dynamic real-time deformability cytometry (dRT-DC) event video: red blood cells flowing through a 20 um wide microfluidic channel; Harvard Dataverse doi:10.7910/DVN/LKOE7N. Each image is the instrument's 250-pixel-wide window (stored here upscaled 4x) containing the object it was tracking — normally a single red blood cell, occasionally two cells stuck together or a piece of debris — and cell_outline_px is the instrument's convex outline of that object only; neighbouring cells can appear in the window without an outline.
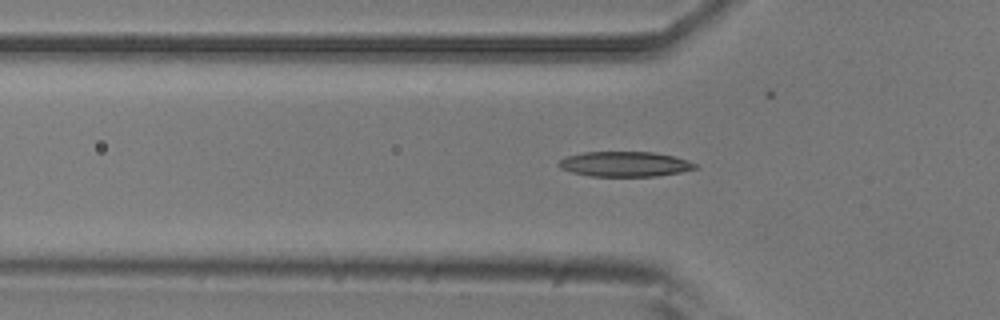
{"species": "common noctule bat (a hibernating species)", "species_latin": "Nyctalus noctula", "temperature_condition": "room temperature", "stored_images_in_passage": 33, "camera_frame_rate_fps": 3000, "um_per_image_px": 0.085, "animal": {"sex": "male", "body_mass_g": 20.5, "forearm_length_mm": 52.5}, "frame": {"image": 1, "passage_image": 16, "time_ms": 5.0, "image_size_px": [1000, 320], "cell_outline_px": [[700, 168], [680, 172], [656, 176], [588, 176], [572, 172], [560, 168], [556, 164], [560, 160], [568, 156], [584, 152], [652, 152], [672, 156], [688, 160], [696, 164]], "centroid_in_image_um": [53.11, 13.95], "position_along_channel_um": 72.7, "area_um2": 19.88}}
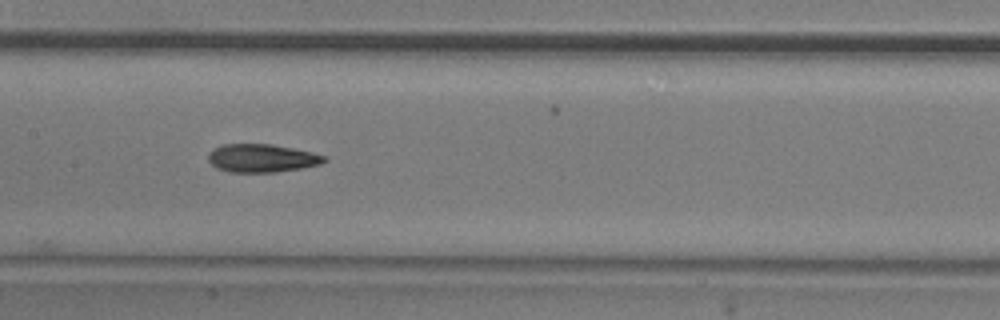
{"frame": {"image": 2, "passage_image": 25, "time_ms": 8.0, "image_size_px": [1000, 320], "cell_outline_px": [[328, 160], [320, 164], [304, 168], [276, 172], [228, 172], [216, 168], [208, 160], [208, 156], [216, 148], [224, 144], [272, 144], [312, 152], [328, 156]], "centroid_in_image_um": [22.32, 13.45], "position_along_channel_um": 185.1, "area_um2": 19.07}}
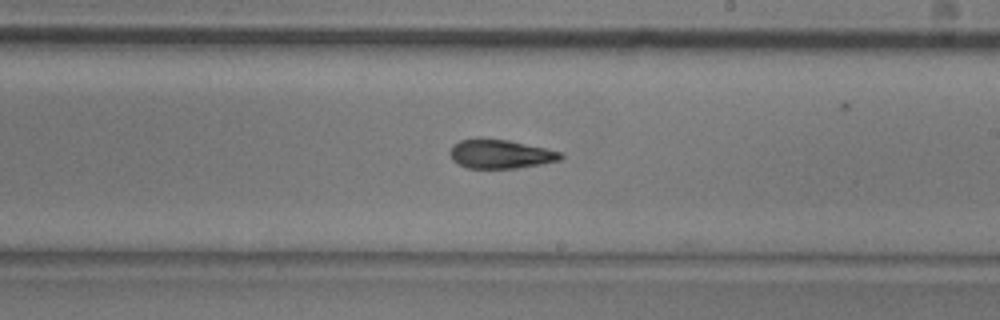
{"frame": {"image": 3, "passage_image": 30, "time_ms": 9.667, "image_size_px": [1000, 320], "cell_outline_px": [[564, 156], [560, 160], [540, 164], [516, 168], [468, 168], [452, 160], [448, 152], [452, 144], [460, 140], [476, 136], [480, 136], [508, 140], [544, 148], [560, 152]], "centroid_in_image_um": [42.45, 13.06], "position_along_channel_um": 246.6, "area_um2": 18.96}}